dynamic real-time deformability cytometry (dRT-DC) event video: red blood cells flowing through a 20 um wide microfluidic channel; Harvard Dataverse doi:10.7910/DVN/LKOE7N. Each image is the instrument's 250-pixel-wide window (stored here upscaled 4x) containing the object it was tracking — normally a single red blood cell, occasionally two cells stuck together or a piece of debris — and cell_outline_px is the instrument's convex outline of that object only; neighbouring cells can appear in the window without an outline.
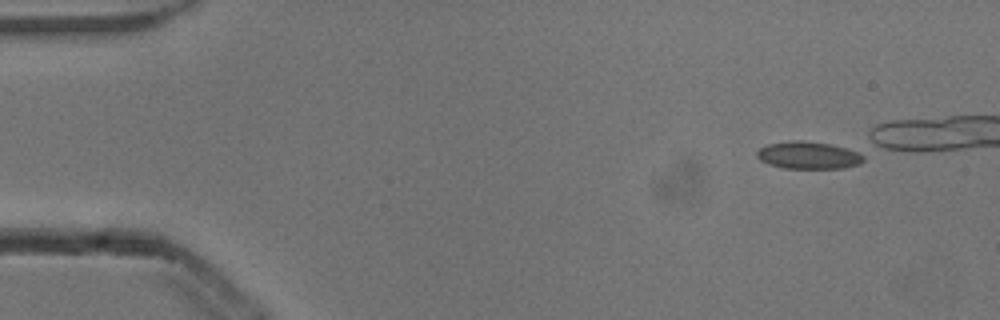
{"species": "common noctule bat (a hibernating species)", "species_latin": "Nyctalus noctula", "temperature_condition": "cold", "stored_images_in_passage": 23, "camera_frame_rate_fps": 3000, "um_per_image_px": 0.085, "animal": {"sex": "male", "body_mass_g": 13.3}, "frame": {"image": 1, "passage_image": 1, "time_ms": 0.0, "image_size_px": [1000, 320], "cell_outline_px": [[864, 160], [856, 164], [840, 168], [784, 168], [768, 164], [760, 160], [756, 156], [756, 152], [760, 148], [768, 144], [792, 140], [800, 140], [828, 144], [864, 152]], "centroid_in_image_um": [68.7, 13.19], "position_along_channel_um": 16.3, "area_um2": 16.94}}
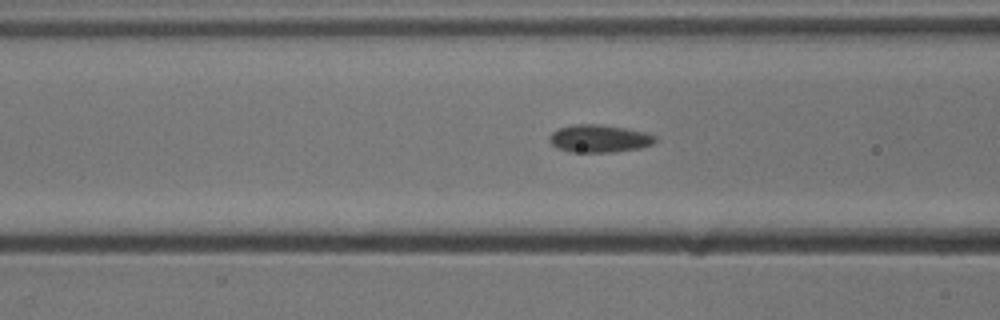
{"frame": {"image": 2, "passage_image": 17, "time_ms": 5.333, "image_size_px": [1000, 320], "cell_outline_px": [[656, 140], [652, 144], [640, 148], [612, 152], [572, 152], [556, 148], [548, 140], [548, 136], [552, 132], [560, 128], [572, 124], [592, 124], [624, 128], [644, 132], [656, 136]], "centroid_in_image_um": [50.89, 11.78], "position_along_channel_um": 115.7, "area_um2": 16.94}}
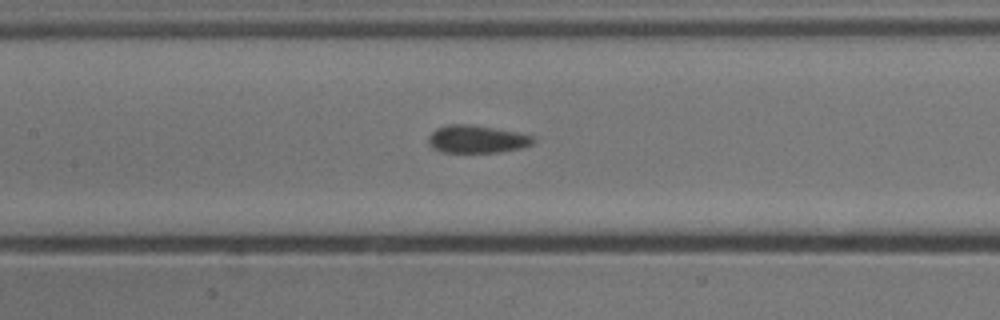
{"frame": {"image": 3, "passage_image": 21, "time_ms": 6.667, "image_size_px": [1000, 320], "cell_outline_px": [[532, 144], [520, 148], [500, 152], [440, 152], [432, 148], [428, 144], [428, 136], [436, 128], [448, 124], [472, 124], [516, 132], [532, 136]], "centroid_in_image_um": [40.45, 11.82], "position_along_channel_um": 166.9, "area_um2": 16.88}}